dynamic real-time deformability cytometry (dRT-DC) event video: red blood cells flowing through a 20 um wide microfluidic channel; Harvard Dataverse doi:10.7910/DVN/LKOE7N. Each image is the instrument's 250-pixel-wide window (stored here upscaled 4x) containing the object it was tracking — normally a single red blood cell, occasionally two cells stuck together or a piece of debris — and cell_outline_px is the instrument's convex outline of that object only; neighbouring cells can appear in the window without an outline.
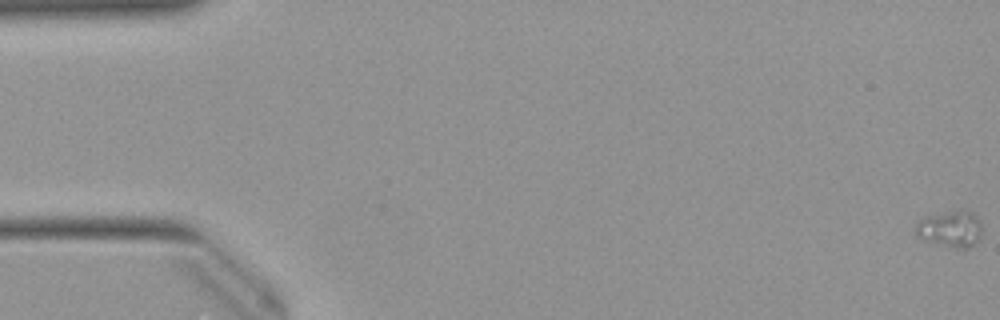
{"species": "Egyptian fruit bat (a non-hibernating species)", "species_latin": "Rousettus aegyptiacus", "temperature_condition": "warm", "stored_images_in_passage": 54, "camera_frame_rate_fps": 3000, "um_per_image_px": 0.085, "animal": {"sex": "female"}, "frame": {"image": 1, "passage_image": 1, "time_ms": 0.0, "image_size_px": [1000, 320], "cell_outline_px": [[980, 240], [968, 248], [960, 252], [916, 236], [916, 220], [924, 216], [960, 208], [968, 208], [976, 216], [980, 224]], "centroid_in_image_um": [80.79, 19.45], "position_along_channel_um": 4.2, "area_um2": 14.8}}
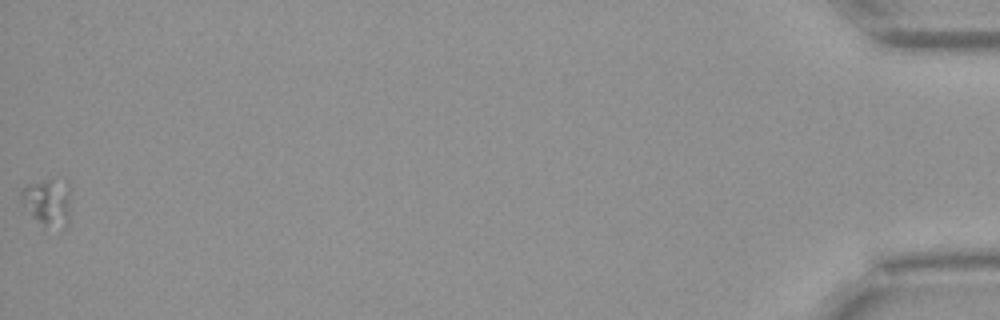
{"frame": {"image": 2, "passage_image": 54, "time_ms": 17.667, "image_size_px": [1000, 320], "cell_outline_px": [[72, 188], [68, 220], [64, 228], [60, 232], [44, 228], [32, 216], [20, 200], [20, 188], [24, 184], [48, 180], [68, 184]], "centroid_in_image_um": [4.06, 17.25], "position_along_channel_um": 431.1, "area_um2": 14.28}}